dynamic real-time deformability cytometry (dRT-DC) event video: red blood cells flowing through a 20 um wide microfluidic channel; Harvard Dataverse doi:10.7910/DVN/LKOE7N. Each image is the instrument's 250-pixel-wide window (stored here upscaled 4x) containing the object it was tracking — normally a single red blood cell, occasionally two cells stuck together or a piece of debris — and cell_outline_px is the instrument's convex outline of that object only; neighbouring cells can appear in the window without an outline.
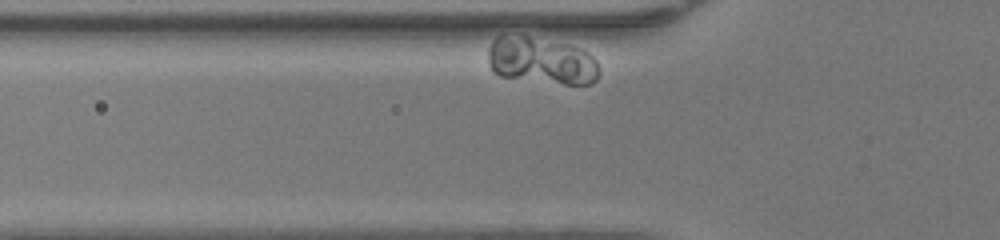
{"species": "human", "species_latin": "Homo sapiens", "temperature_condition": "warm", "stored_images_in_passage": 30, "camera_frame_rate_fps": 3000, "um_per_image_px": 0.085, "donor": {"sex": "female"}, "frame": {"image": 1, "passage_image": 2, "time_ms": 0.333, "image_size_px": [1000, 240], "cell_outline_px": [[600, 72], [596, 80], [592, 84], [564, 84], [500, 76], [488, 64], [488, 48], [492, 40], [496, 36], [524, 36], [564, 44], [580, 48], [588, 52], [596, 60], [600, 68]], "centroid_in_image_um": [46.04, 5.17], "position_along_channel_um": 79.8, "area_um2": 30.11}}
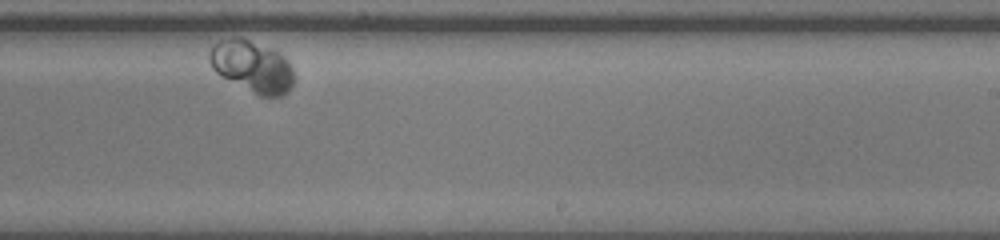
{"frame": {"image": 2, "passage_image": 21, "time_ms": 6.667, "image_size_px": [1000, 240], "cell_outline_px": [[292, 84], [288, 92], [280, 96], [260, 96], [220, 76], [212, 68], [208, 60], [208, 56], [212, 44], [220, 40], [240, 36], [280, 52], [288, 60], [292, 68]], "centroid_in_image_um": [21.4, 5.63], "position_along_channel_um": 267.6, "area_um2": 25.55}}
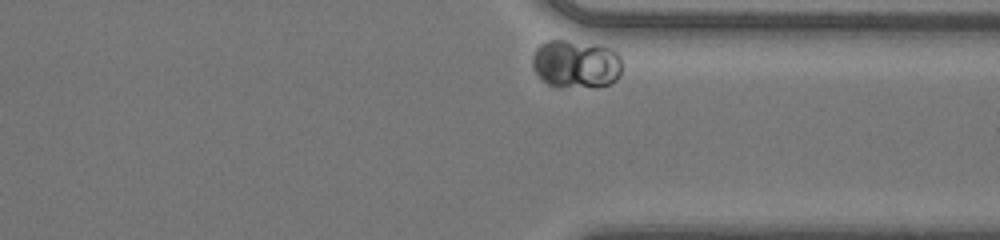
{"frame": {"image": 3, "passage_image": 30, "time_ms": 9.667, "image_size_px": [1000, 240], "cell_outline_px": [[620, 76], [616, 80], [608, 84], [548, 84], [536, 72], [532, 64], [532, 56], [536, 48], [540, 44], [548, 40], [564, 40], [596, 44], [612, 48], [620, 56]], "centroid_in_image_um": [48.96, 5.35], "position_along_channel_um": 362.4, "area_um2": 24.22}}